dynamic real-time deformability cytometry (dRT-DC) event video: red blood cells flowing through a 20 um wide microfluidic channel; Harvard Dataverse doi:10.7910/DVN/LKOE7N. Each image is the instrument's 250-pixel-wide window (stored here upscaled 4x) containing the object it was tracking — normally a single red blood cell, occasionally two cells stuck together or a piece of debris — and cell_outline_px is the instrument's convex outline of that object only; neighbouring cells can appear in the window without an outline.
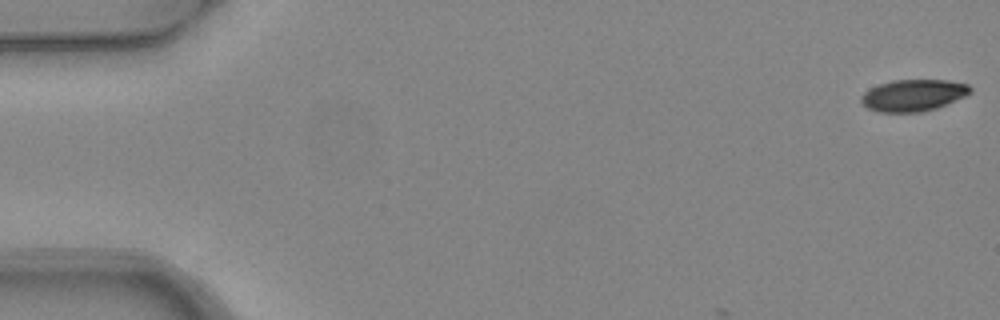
{"species": "common noctule bat (a hibernating species)", "species_latin": "Nyctalus noctula", "temperature_condition": "warm", "stored_images_in_passage": 3, "camera_frame_rate_fps": 3000, "um_per_image_px": 0.085, "animal": {"sex": "female", "body_mass_g": 24.6, "forearm_length_mm": 56.2}, "frame": {"image": 1, "passage_image": 1, "time_ms": 0.0, "image_size_px": [1000, 320], "cell_outline_px": [[972, 92], [964, 96], [936, 108], [920, 112], [880, 112], [868, 108], [860, 100], [860, 96], [864, 92], [880, 84], [892, 80], [948, 80], [968, 84], [972, 88]], "centroid_in_image_um": [77.63, 8.09], "position_along_channel_um": 7.4, "area_um2": 20.0}}